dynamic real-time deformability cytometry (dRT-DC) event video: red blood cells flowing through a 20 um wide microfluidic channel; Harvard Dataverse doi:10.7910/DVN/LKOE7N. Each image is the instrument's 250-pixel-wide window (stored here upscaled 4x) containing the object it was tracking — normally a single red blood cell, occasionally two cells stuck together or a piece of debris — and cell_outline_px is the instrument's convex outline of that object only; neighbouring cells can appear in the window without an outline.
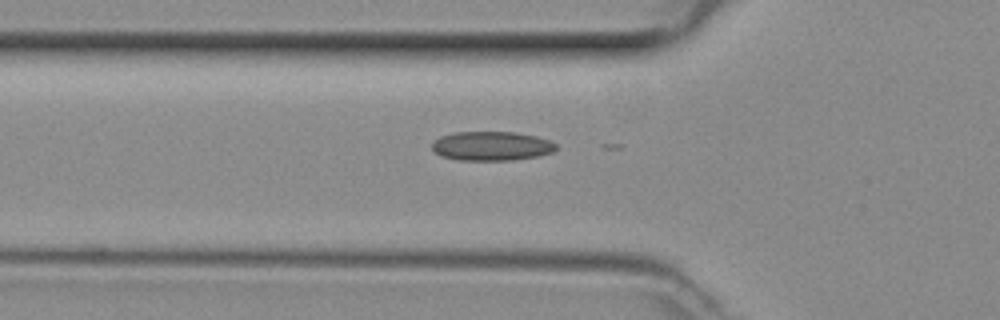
{"species": "common noctule bat (a hibernating species)", "species_latin": "Nyctalus noctula", "temperature_condition": "room temperature", "stored_images_in_passage": 37, "camera_frame_rate_fps": 3000, "um_per_image_px": 0.085, "animal": {"sex": "female", "body_mass_g": 29.2, "forearm_length_mm": 56.3}, "frame": {"image": 1, "passage_image": 7, "time_ms": 2.0, "image_size_px": [1000, 320], "cell_outline_px": [[556, 148], [552, 152], [536, 156], [512, 160], [460, 160], [440, 156], [432, 148], [432, 144], [440, 136], [456, 132], [512, 132], [536, 136], [548, 140], [556, 144]], "centroid_in_image_um": [41.76, 12.41], "position_along_channel_um": 84.0, "area_um2": 20.87}}
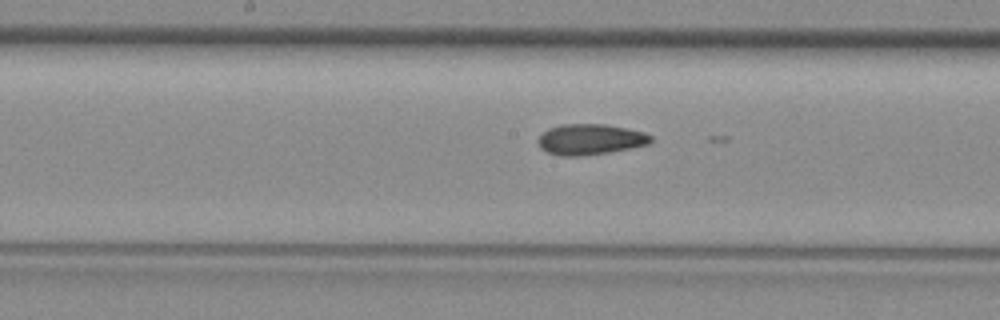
{"frame": {"image": 2, "passage_image": 15, "time_ms": 4.667, "image_size_px": [1000, 320], "cell_outline_px": [[652, 140], [648, 144], [608, 152], [584, 156], [560, 156], [548, 152], [540, 148], [536, 140], [548, 128], [560, 124], [604, 124], [644, 132], [652, 136]], "centroid_in_image_um": [50.12, 11.85], "position_along_channel_um": 198.1, "area_um2": 20.11}}
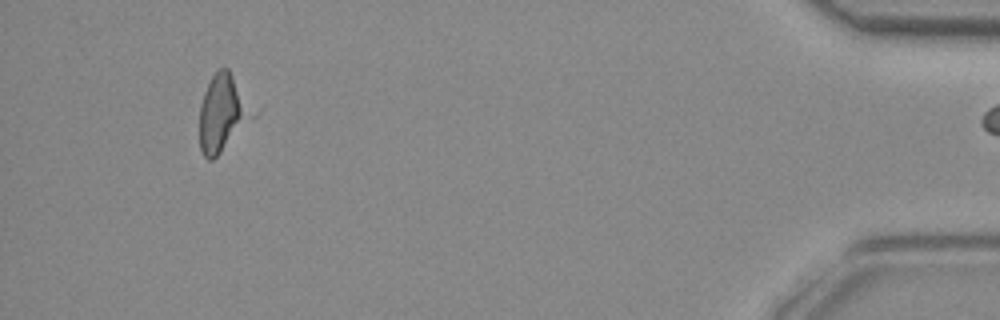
{"frame": {"image": 3, "passage_image": 36, "time_ms": 11.667, "image_size_px": [1000, 320], "cell_outline_px": [[244, 116], [220, 152], [212, 160], [208, 160], [204, 156], [200, 148], [200, 104], [204, 92], [216, 68], [228, 68], [232, 76]], "centroid_in_image_um": [18.6, 9.61], "position_along_channel_um": 416.6, "area_um2": 19.77}}